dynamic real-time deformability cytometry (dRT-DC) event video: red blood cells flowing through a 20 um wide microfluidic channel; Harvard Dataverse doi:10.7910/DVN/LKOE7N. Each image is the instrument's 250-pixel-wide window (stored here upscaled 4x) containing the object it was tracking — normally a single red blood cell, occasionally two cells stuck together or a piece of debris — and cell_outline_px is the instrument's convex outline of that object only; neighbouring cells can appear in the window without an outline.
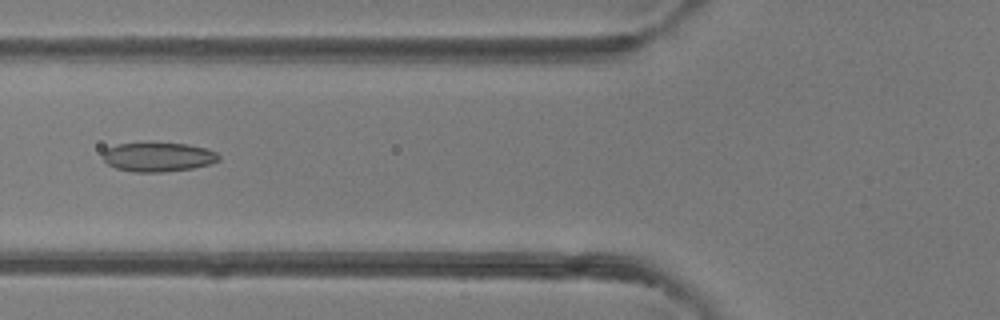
{"species": "common noctule bat (a hibernating species)", "species_latin": "Nyctalus noctula", "temperature_condition": "room temperature", "stored_images_in_passage": 5, "camera_frame_rate_fps": 3000, "um_per_image_px": 0.085, "animal": {"sex": "female"}, "frame": {"image": 1, "passage_image": 5, "time_ms": 4.333, "image_size_px": [1000, 320], "cell_outline_px": [[220, 160], [208, 164], [192, 168], [164, 172], [132, 172], [116, 168], [108, 164], [104, 160], [104, 152], [108, 148], [116, 144], [188, 144], [208, 148], [216, 152], [220, 156]], "centroid_in_image_um": [13.48, 13.36], "position_along_channel_um": 112.3, "area_um2": 19.42}}